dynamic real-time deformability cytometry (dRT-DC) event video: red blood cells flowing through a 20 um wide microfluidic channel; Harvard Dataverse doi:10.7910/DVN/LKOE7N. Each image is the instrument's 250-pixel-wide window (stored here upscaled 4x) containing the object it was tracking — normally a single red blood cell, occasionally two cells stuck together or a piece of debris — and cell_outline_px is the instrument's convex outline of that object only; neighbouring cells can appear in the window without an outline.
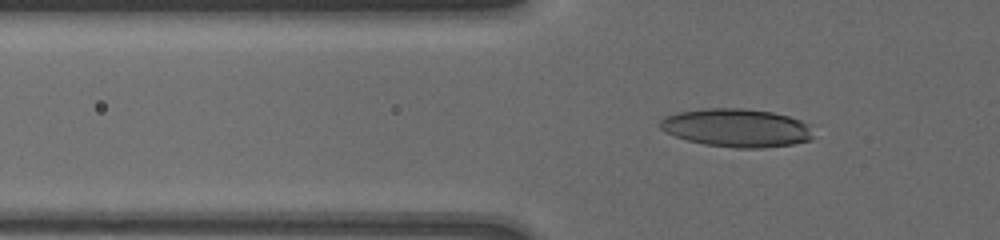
{"species": "human", "species_latin": "Homo sapiens", "temperature_condition": "cold", "stored_images_in_passage": 24, "camera_frame_rate_fps": 3000, "um_per_image_px": 0.085, "donor": {"sex": "male"}, "frame": {"image": 1, "passage_image": 2, "time_ms": 0.333, "image_size_px": [1000, 240], "cell_outline_px": [[812, 140], [792, 144], [764, 148], [736, 148], [704, 144], [688, 140], [664, 132], [660, 128], [660, 120], [664, 116], [676, 112], [704, 108], [744, 108], [772, 112], [788, 116], [800, 120], [808, 124], [812, 136]], "centroid_in_image_um": [62.58, 10.86], "position_along_channel_um": 63.2, "area_um2": 34.28}}
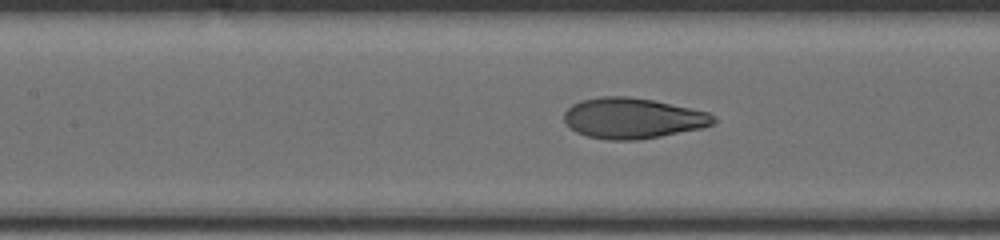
{"frame": {"image": 2, "passage_image": 17, "time_ms": 3.0, "image_size_px": [1000, 240], "cell_outline_px": [[716, 124], [700, 128], [660, 136], [636, 140], [608, 140], [588, 136], [576, 132], [564, 120], [564, 112], [572, 104], [580, 100], [600, 96], [628, 96], [652, 100], [708, 112], [716, 116]], "centroid_in_image_um": [53.78, 10.04], "position_along_channel_um": 153.6, "area_um2": 35.26}}
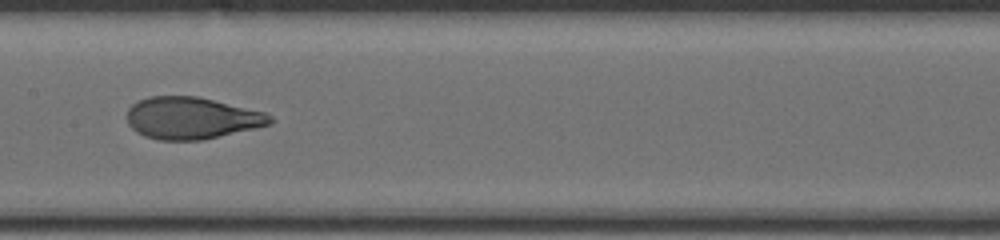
{"frame": {"image": 3, "passage_image": 23, "time_ms": 4.0, "image_size_px": [1000, 240], "cell_outline_px": [[276, 120], [272, 124], [256, 128], [204, 140], [160, 140], [144, 136], [136, 132], [128, 124], [128, 108], [136, 100], [148, 96], [196, 96], [264, 112], [272, 116]], "centroid_in_image_um": [16.29, 10.04], "position_along_channel_um": 191.1, "area_um2": 35.14}}